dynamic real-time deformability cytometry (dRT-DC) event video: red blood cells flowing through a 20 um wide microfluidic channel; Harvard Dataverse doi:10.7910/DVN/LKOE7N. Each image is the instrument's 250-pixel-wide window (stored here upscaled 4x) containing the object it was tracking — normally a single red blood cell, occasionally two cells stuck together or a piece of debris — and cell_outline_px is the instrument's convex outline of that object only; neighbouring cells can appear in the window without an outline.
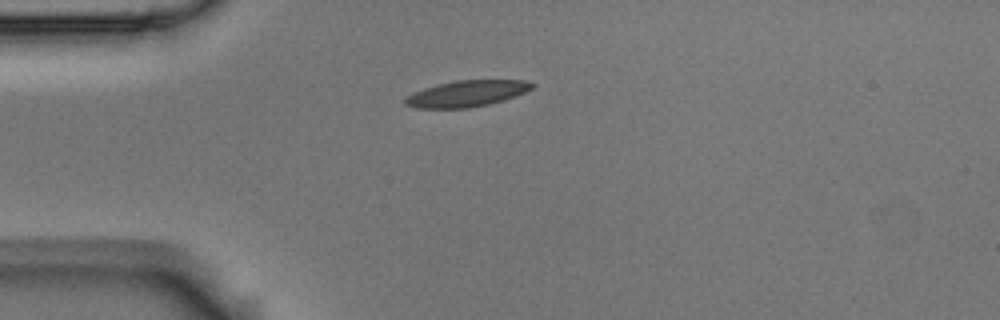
{"species": "Egyptian fruit bat (a non-hibernating species)", "species_latin": "Rousettus aegyptiacus", "temperature_condition": "room temperature", "stored_images_in_passage": 6, "camera_frame_rate_fps": 3000, "um_per_image_px": 0.085, "animal": {"sex": "male"}, "frame": {"image": 1, "passage_image": 1, "time_ms": 0.0, "image_size_px": [1000, 320], "cell_outline_px": [[536, 84], [532, 88], [524, 92], [488, 104], [468, 108], [416, 108], [404, 104], [404, 100], [412, 92], [436, 84], [456, 80], [524, 80]], "centroid_in_image_um": [39.62, 7.95], "position_along_channel_um": 45.4, "area_um2": 19.19}}
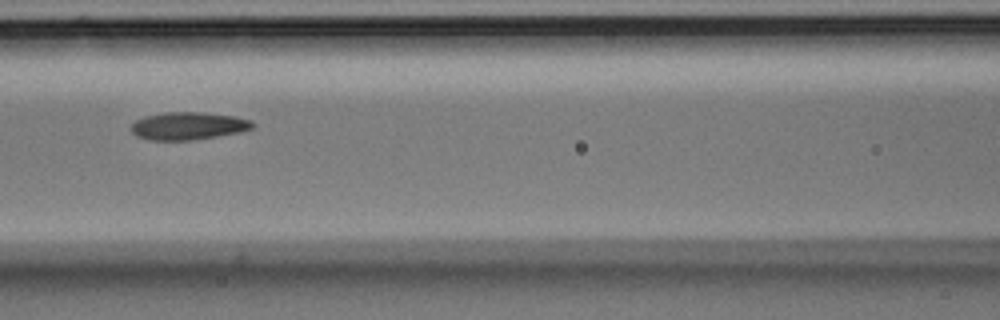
{"frame": {"image": 2, "passage_image": 4, "time_ms": 1.0, "image_size_px": [1000, 320], "cell_outline_px": [[256, 124], [252, 128], [240, 132], [192, 140], [148, 140], [136, 136], [132, 132], [132, 124], [136, 120], [144, 116], [164, 112], [204, 112], [236, 116], [252, 120]], "centroid_in_image_um": [16.02, 10.69], "position_along_channel_um": 150.6, "area_um2": 19.71}}
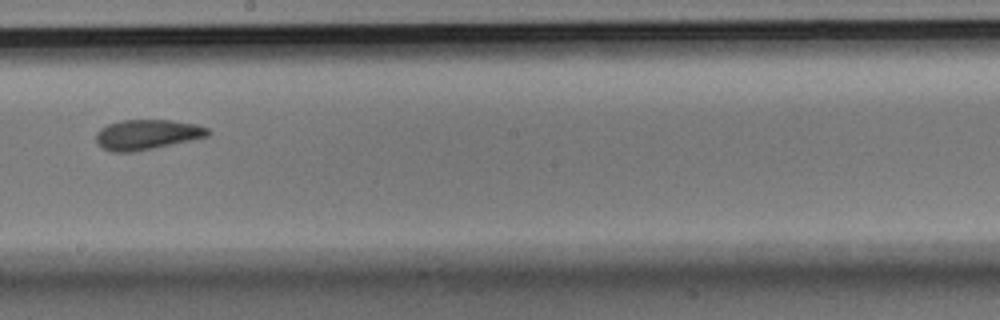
{"frame": {"image": 3, "passage_image": 6, "time_ms": 1.667, "image_size_px": [1000, 320], "cell_outline_px": [[212, 132], [208, 136], [192, 140], [132, 152], [112, 152], [104, 148], [96, 140], [96, 132], [100, 128], [108, 124], [120, 120], [172, 120], [196, 124], [208, 128]], "centroid_in_image_um": [12.51, 11.42], "position_along_channel_um": 235.7, "area_um2": 19.54}}